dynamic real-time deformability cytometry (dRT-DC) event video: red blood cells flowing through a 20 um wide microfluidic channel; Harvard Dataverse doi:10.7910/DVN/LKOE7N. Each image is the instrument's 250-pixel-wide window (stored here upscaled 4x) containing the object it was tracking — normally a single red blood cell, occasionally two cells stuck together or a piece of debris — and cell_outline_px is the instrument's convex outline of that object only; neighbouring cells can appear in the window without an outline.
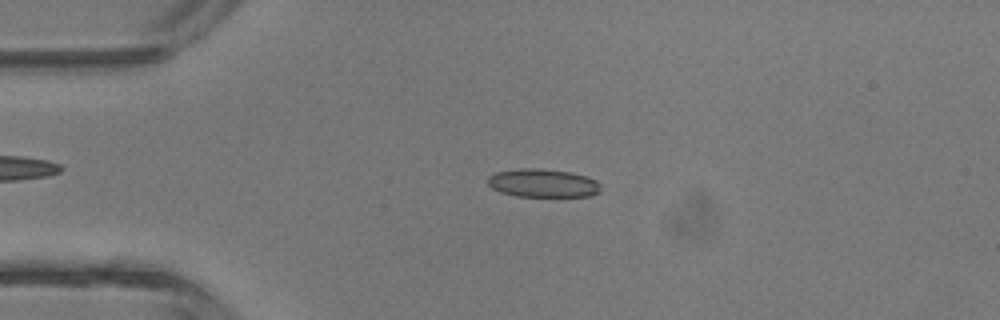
{"species": "common noctule bat (a hibernating species)", "species_latin": "Nyctalus noctula", "temperature_condition": "room temperature", "stored_images_in_passage": 4, "camera_frame_rate_fps": 3000, "um_per_image_px": 0.085, "animal": {"sex": "male", "body_mass_g": 13.3}, "frame": {"image": 1, "passage_image": 3, "time_ms": 3.333, "image_size_px": [1000, 320], "cell_outline_px": [[600, 192], [592, 196], [516, 196], [500, 192], [492, 188], [488, 184], [488, 176], [496, 172], [520, 168], [536, 168], [572, 172], [588, 176], [596, 180], [600, 184]], "centroid_in_image_um": [46.17, 15.56], "position_along_channel_um": 38.8, "area_um2": 18.79}}